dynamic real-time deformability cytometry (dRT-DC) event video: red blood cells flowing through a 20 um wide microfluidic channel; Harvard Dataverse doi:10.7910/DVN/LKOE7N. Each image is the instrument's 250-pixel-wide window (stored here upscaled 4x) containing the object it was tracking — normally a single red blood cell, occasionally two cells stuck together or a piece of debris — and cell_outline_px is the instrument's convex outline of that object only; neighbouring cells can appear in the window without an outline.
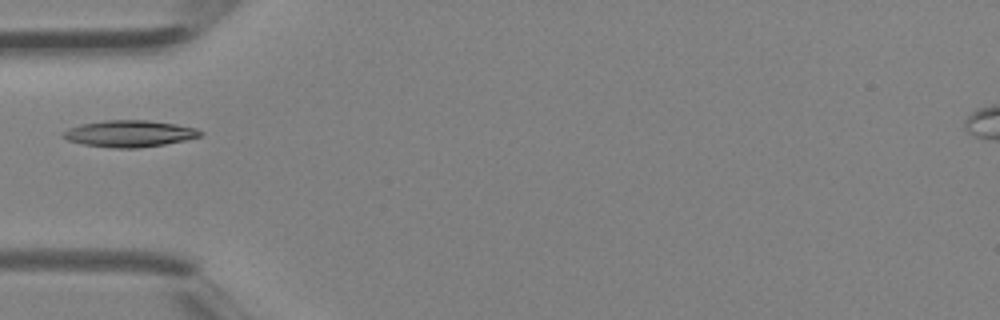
{"species": "Egyptian fruit bat (a non-hibernating species)", "species_latin": "Rousettus aegyptiacus", "temperature_condition": "room temperature", "stored_images_in_passage": 4, "camera_frame_rate_fps": 3000, "um_per_image_px": 0.085, "animal": {"sex": "female"}, "frame": {"image": 1, "passage_image": 4, "time_ms": 1.0, "image_size_px": [1000, 320], "cell_outline_px": [[204, 132], [200, 136], [184, 140], [164, 144], [136, 148], [112, 148], [84, 144], [68, 140], [60, 136], [68, 128], [80, 124], [104, 120], [148, 120], [176, 124], [196, 128]], "centroid_in_image_um": [10.99, 11.35], "position_along_channel_um": 74.0, "area_um2": 21.21}}